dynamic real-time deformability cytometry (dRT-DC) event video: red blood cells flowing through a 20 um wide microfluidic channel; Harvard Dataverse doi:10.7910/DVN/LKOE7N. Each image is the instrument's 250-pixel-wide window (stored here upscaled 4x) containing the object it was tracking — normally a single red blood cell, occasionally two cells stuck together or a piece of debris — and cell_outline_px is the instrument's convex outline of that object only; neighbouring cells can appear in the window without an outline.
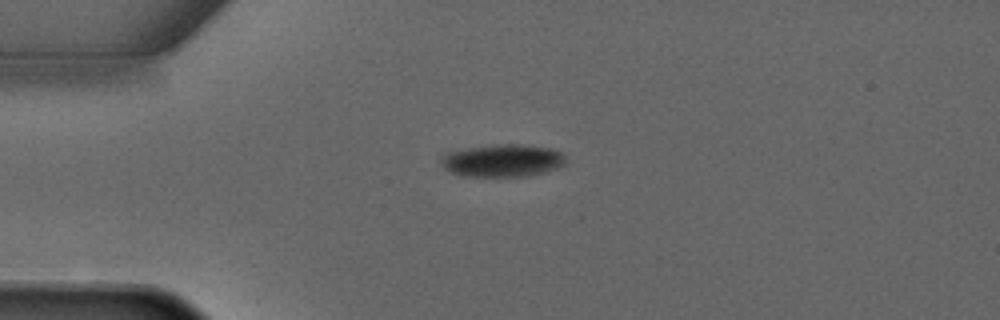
{"species": "common noctule bat (a hibernating species)", "species_latin": "Nyctalus noctula", "temperature_condition": "warm", "stored_images_in_passage": 2, "camera_frame_rate_fps": 3000, "um_per_image_px": 0.085, "animal": {"sex": "male", "forearm_length_mm": 52.5}, "frame": {"image": 1, "passage_image": 1, "time_ms": 0.0, "image_size_px": [1000, 320], "cell_outline_px": [[564, 164], [560, 168], [528, 176], [464, 176], [452, 172], [444, 168], [440, 164], [440, 156], [444, 152], [492, 144], [520, 144], [548, 148], [560, 152], [564, 156]], "centroid_in_image_um": [42.67, 13.64], "position_along_channel_um": 42.3, "area_um2": 23.76}}